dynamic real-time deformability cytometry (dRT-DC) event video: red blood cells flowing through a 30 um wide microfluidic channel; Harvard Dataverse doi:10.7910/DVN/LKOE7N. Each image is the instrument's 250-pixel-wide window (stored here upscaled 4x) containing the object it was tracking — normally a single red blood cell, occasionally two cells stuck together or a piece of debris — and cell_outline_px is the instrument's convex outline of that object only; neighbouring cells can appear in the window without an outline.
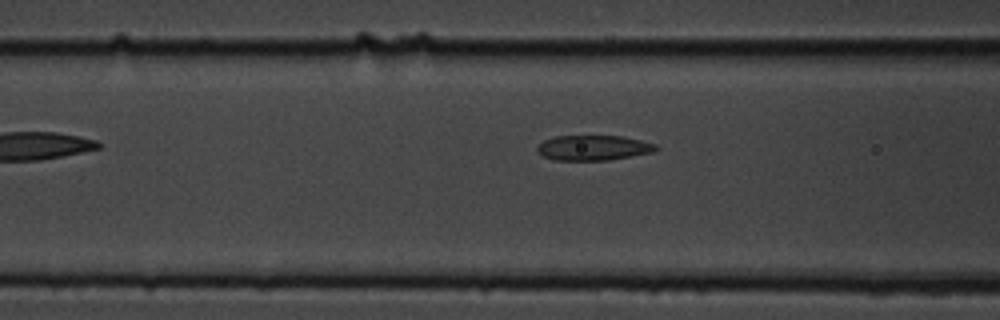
{"species": "common noctule bat (a hibernating species)", "species_latin": "Nyctalus noctula", "temperature_condition": "cold", "stored_images_in_passage": 38, "camera_frame_rate_fps": 3000, "um_per_image_px": 0.085, "animal": {"sex": "male", "body_mass_g": 19.5, "forearm_length_mm": 54.6}, "frame": {"image": 1, "passage_image": 5, "time_ms": 1.333, "image_size_px": [1000, 320], "cell_outline_px": [[660, 148], [652, 152], [608, 160], [556, 160], [544, 156], [536, 152], [536, 148], [544, 140], [556, 136], [624, 136], [656, 144]], "centroid_in_image_um": [50.44, 12.56], "position_along_channel_um": 116.2, "area_um2": 17.28}}
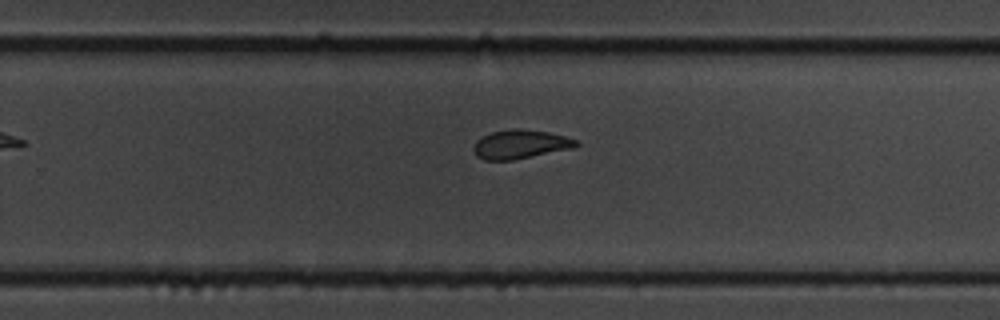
{"frame": {"image": 2, "passage_image": 19, "time_ms": 6.0, "image_size_px": [1000, 320], "cell_outline_px": [[580, 144], [572, 148], [512, 160], [484, 160], [476, 156], [472, 148], [476, 140], [492, 132], [516, 128], [548, 132], [564, 136], [576, 140]], "centroid_in_image_um": [44.19, 12.27], "position_along_channel_um": 285.6, "area_um2": 17.05}}
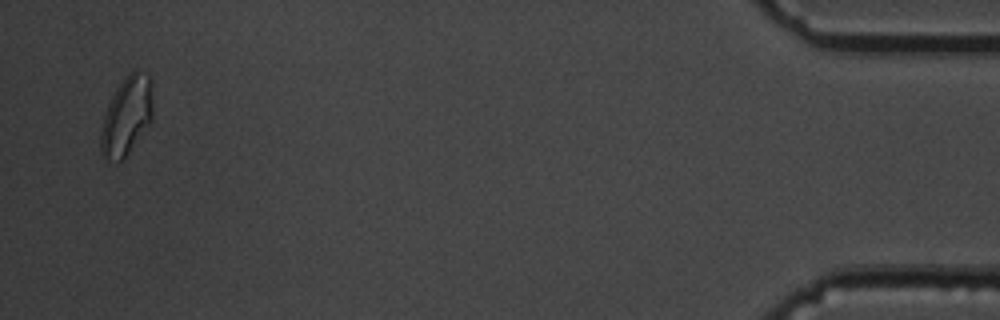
{"frame": {"image": 3, "passage_image": 37, "time_ms": 12.0, "image_size_px": [1000, 320], "cell_outline_px": [[152, 120], [124, 160], [104, 160], [100, 156], [100, 132], [104, 116], [108, 104], [116, 88], [132, 68], [136, 68], [148, 76], [152, 100]], "centroid_in_image_um": [10.73, 9.89], "position_along_channel_um": 424.5, "area_um2": 23.93}, "authors_computed_cell_mechanics": {"area_um2": 17.8024, "velocity_mm_per_s": 3.6396, "shape_relaxation_time_tau1_ms": 5.2808, "shape_relaxation_time_tau2_ms": 1.4767, "deformation_change_tau1": 0.1347, "deformation_change_tau2": 0.063}}